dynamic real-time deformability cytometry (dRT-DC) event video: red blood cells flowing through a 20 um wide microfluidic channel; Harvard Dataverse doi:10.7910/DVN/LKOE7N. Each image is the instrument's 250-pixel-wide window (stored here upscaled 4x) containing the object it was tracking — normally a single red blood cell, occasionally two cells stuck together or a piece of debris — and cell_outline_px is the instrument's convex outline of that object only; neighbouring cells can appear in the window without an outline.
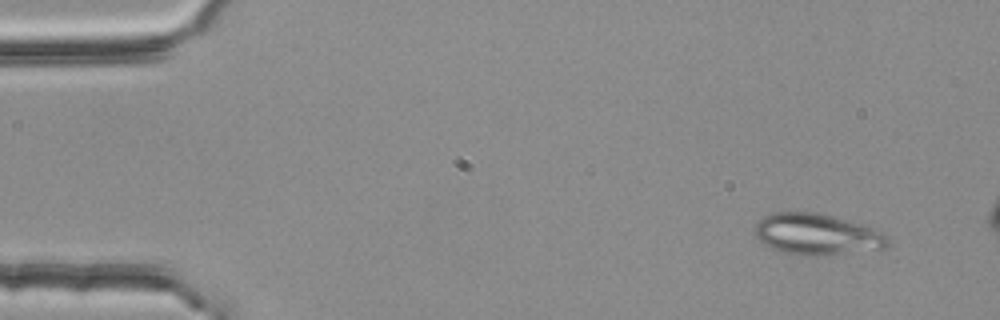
{"species": "common noctule bat (a hibernating species)", "species_latin": "Nyctalus noctula", "temperature_condition": "room temperature", "stored_images_in_passage": 4, "camera_frame_rate_fps": 3000, "um_per_image_px": 0.085, "animal": {"sex": "female", "body_mass_g": 25.1}, "frame": {"image": 1, "passage_image": 1, "time_ms": 0.0, "image_size_px": [1000, 320], "cell_outline_px": [[888, 244], [884, 248], [816, 256], [780, 252], [764, 244], [756, 236], [756, 224], [764, 216], [772, 212], [816, 212], [832, 216], [876, 228], [884, 232], [888, 236]], "centroid_in_image_um": [69.45, 19.9], "position_along_channel_um": 15.6, "area_um2": 31.67}}